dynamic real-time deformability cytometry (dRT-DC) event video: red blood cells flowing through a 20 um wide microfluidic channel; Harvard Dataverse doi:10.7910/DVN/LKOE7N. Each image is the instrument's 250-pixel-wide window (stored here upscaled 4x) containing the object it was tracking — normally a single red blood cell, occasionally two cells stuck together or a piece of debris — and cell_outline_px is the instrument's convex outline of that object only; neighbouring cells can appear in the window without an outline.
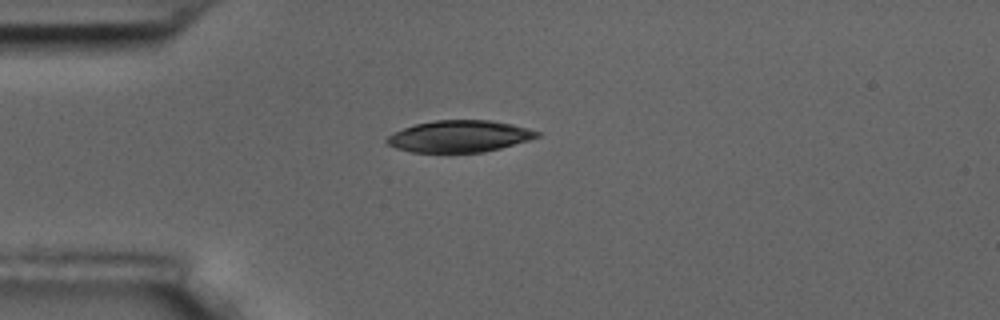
{"species": "common noctule bat (a hibernating species)", "species_latin": "Nyctalus noctula", "temperature_condition": "room temperature", "stored_images_in_passage": 11, "camera_frame_rate_fps": 3000, "um_per_image_px": 0.085, "animal": {"sex": "male", "body_mass_g": 17.5, "forearm_length_mm": 52.3}, "frame": {"image": 1, "passage_image": 4, "time_ms": 4.333, "image_size_px": [1000, 320], "cell_outline_px": [[540, 136], [528, 140], [500, 148], [484, 152], [448, 156], [412, 152], [396, 148], [388, 144], [384, 140], [392, 132], [416, 124], [436, 120], [492, 120], [512, 124], [528, 128], [540, 132]], "centroid_in_image_um": [39.0, 11.63], "position_along_channel_um": 46.0, "area_um2": 28.73}}
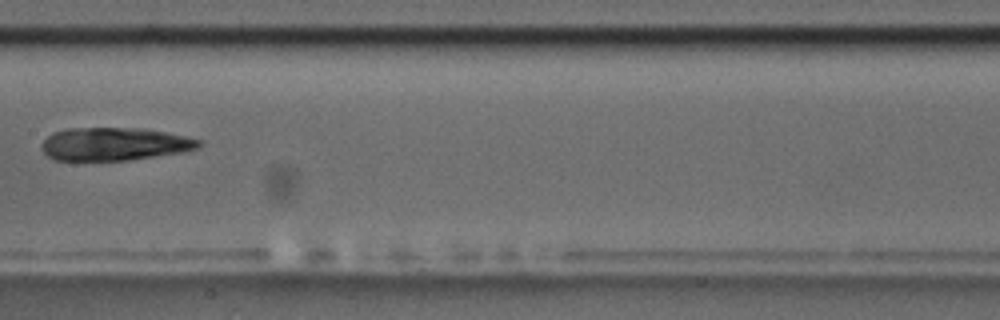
{"frame": {"image": 2, "passage_image": 8, "time_ms": 9.0, "image_size_px": [1000, 320], "cell_outline_px": [[204, 144], [200, 148], [184, 152], [128, 160], [56, 160], [48, 156], [40, 148], [40, 144], [52, 132], [64, 128], [144, 128], [204, 140]], "centroid_in_image_um": [9.75, 12.23], "position_along_channel_um": 197.6, "area_um2": 30.52}}
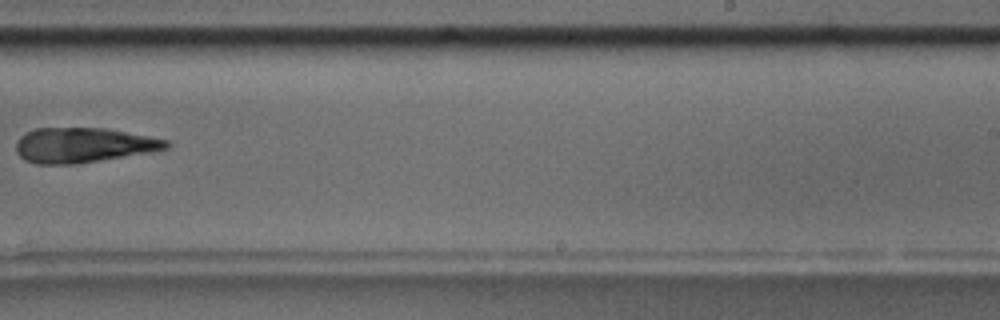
{"frame": {"image": 3, "passage_image": 10, "time_ms": 11.333, "image_size_px": [1000, 320], "cell_outline_px": [[172, 144], [168, 148], [148, 152], [76, 164], [36, 164], [24, 160], [16, 152], [16, 140], [20, 136], [36, 128], [104, 128], [148, 136], [168, 140]], "centroid_in_image_um": [7.04, 12.34], "position_along_channel_um": 282.0, "area_um2": 30.4}}